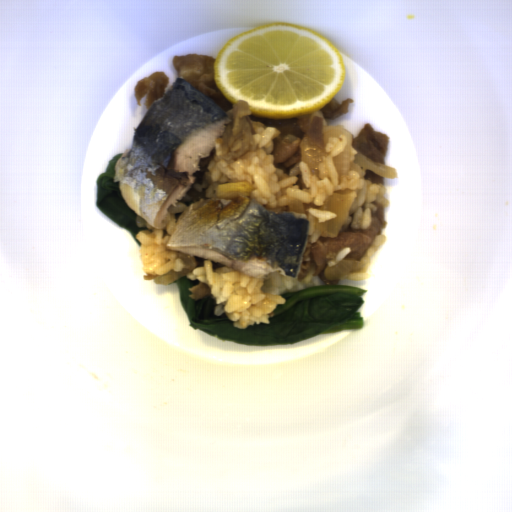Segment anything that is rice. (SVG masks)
Returning <instances> with one entry per match:
<instances>
[{
  "instance_id": "5",
  "label": "rice",
  "mask_w": 512,
  "mask_h": 512,
  "mask_svg": "<svg viewBox=\"0 0 512 512\" xmlns=\"http://www.w3.org/2000/svg\"><path fill=\"white\" fill-rule=\"evenodd\" d=\"M350 252V248L344 247L333 259L332 261L326 266V267H334L342 260H345V258L348 256Z\"/></svg>"
},
{
  "instance_id": "1",
  "label": "rice",
  "mask_w": 512,
  "mask_h": 512,
  "mask_svg": "<svg viewBox=\"0 0 512 512\" xmlns=\"http://www.w3.org/2000/svg\"><path fill=\"white\" fill-rule=\"evenodd\" d=\"M277 129L257 126L254 132L253 152H247L237 160H228L214 142L215 154L203 176L207 199L248 197L253 198L267 210L290 212L287 197L302 202L308 218L306 245L325 237L315 228L316 218L323 222L337 215L319 210L337 190H350L353 195L349 214L339 232L370 228L373 215L379 205L388 206L384 184H372L353 170L338 173L333 157L347 145L343 135L329 138L325 142V159L312 175L309 166L302 161L283 172L275 167L273 158Z\"/></svg>"
},
{
  "instance_id": "2",
  "label": "rice",
  "mask_w": 512,
  "mask_h": 512,
  "mask_svg": "<svg viewBox=\"0 0 512 512\" xmlns=\"http://www.w3.org/2000/svg\"><path fill=\"white\" fill-rule=\"evenodd\" d=\"M195 260L197 267L185 276L205 283L216 301L214 316L227 314L233 327L241 330L258 323L269 325L275 309L286 303L284 292L326 287L318 277L301 282L286 278L277 270L257 278L210 259L195 257Z\"/></svg>"
},
{
  "instance_id": "3",
  "label": "rice",
  "mask_w": 512,
  "mask_h": 512,
  "mask_svg": "<svg viewBox=\"0 0 512 512\" xmlns=\"http://www.w3.org/2000/svg\"><path fill=\"white\" fill-rule=\"evenodd\" d=\"M188 208L184 203L178 202L169 206L167 215L162 220L163 228L157 229L137 214V226L148 228L135 235L141 242L139 255L145 274L164 275L171 271L179 272L184 268V261L178 259L177 251L167 248L176 224Z\"/></svg>"
},
{
  "instance_id": "4",
  "label": "rice",
  "mask_w": 512,
  "mask_h": 512,
  "mask_svg": "<svg viewBox=\"0 0 512 512\" xmlns=\"http://www.w3.org/2000/svg\"><path fill=\"white\" fill-rule=\"evenodd\" d=\"M387 238L384 236V234L381 232L379 235L374 237L372 244L369 248V250L366 252V254L363 256L362 259H359L361 262V267L358 271L351 273L344 277L343 279L346 280H365L369 277V271L371 267V263L376 255V253L379 251V249L384 245Z\"/></svg>"
}]
</instances>
